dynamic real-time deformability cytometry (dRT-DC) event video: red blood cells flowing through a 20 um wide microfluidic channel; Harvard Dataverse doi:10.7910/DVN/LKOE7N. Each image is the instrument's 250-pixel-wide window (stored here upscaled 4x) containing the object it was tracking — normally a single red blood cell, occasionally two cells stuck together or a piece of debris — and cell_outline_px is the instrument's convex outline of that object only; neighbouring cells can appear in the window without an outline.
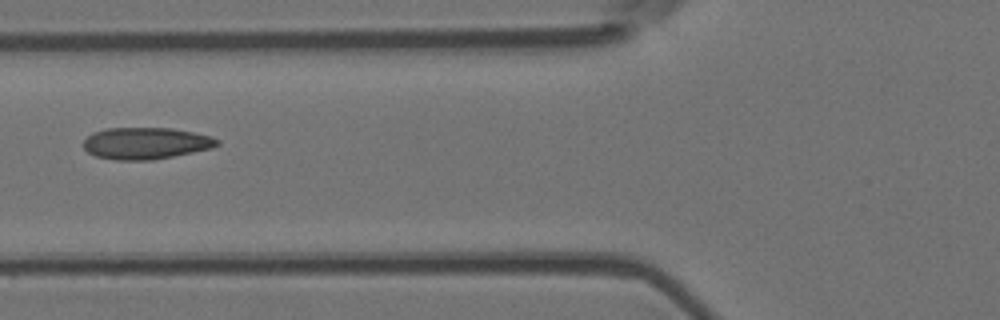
{"species": "Egyptian fruit bat (a non-hibernating species)", "species_latin": "Rousettus aegyptiacus", "temperature_condition": "room temperature", "stored_images_in_passage": 4, "camera_frame_rate_fps": 3000, "um_per_image_px": 0.085, "animal": {"sex": "female"}, "frame": {"image": 1, "passage_image": 4, "time_ms": 1.0, "image_size_px": [1000, 320], "cell_outline_px": [[220, 144], [212, 148], [152, 160], [116, 160], [96, 156], [88, 152], [84, 148], [84, 140], [92, 132], [104, 128], [172, 128], [212, 136], [220, 140]], "centroid_in_image_um": [12.39, 12.17], "position_along_channel_um": 113.4, "area_um2": 24.74}}